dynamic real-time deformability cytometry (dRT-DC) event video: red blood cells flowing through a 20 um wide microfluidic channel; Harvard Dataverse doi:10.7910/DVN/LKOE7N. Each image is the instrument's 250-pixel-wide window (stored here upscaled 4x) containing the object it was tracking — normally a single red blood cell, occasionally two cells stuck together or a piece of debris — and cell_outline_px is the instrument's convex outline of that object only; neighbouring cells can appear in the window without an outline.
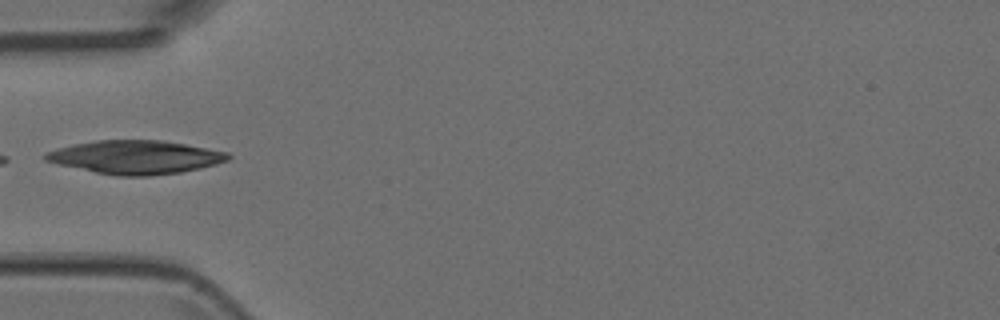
{"species": "Egyptian fruit bat (a non-hibernating species)", "species_latin": "Rousettus aegyptiacus", "temperature_condition": "room temperature", "stored_images_in_passage": 3, "camera_frame_rate_fps": 3000, "um_per_image_px": 0.085, "animal": {"sex": "female"}, "frame": {"image": 1, "passage_image": 2, "time_ms": 0.333, "image_size_px": [1000, 320], "cell_outline_px": [[232, 156], [228, 160], [216, 164], [200, 168], [180, 172], [148, 176], [116, 176], [96, 172], [60, 164], [44, 160], [40, 156], [44, 152], [76, 144], [96, 140], [164, 140], [208, 148], [228, 152]], "centroid_in_image_um": [11.54, 13.35], "position_along_channel_um": 73.5, "area_um2": 35.55}}
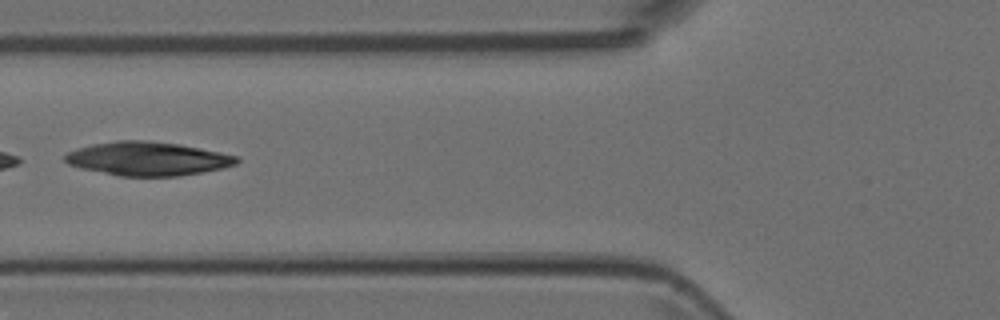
{"frame": {"image": 2, "passage_image": 3, "time_ms": 0.667, "image_size_px": [1000, 320], "cell_outline_px": [[240, 160], [236, 164], [224, 168], [176, 176], [116, 176], [80, 168], [68, 164], [64, 160], [64, 156], [68, 152], [92, 144], [116, 140], [148, 140], [180, 144], [220, 152], [236, 156]], "centroid_in_image_um": [12.53, 13.49], "position_along_channel_um": 113.3, "area_um2": 33.76}}